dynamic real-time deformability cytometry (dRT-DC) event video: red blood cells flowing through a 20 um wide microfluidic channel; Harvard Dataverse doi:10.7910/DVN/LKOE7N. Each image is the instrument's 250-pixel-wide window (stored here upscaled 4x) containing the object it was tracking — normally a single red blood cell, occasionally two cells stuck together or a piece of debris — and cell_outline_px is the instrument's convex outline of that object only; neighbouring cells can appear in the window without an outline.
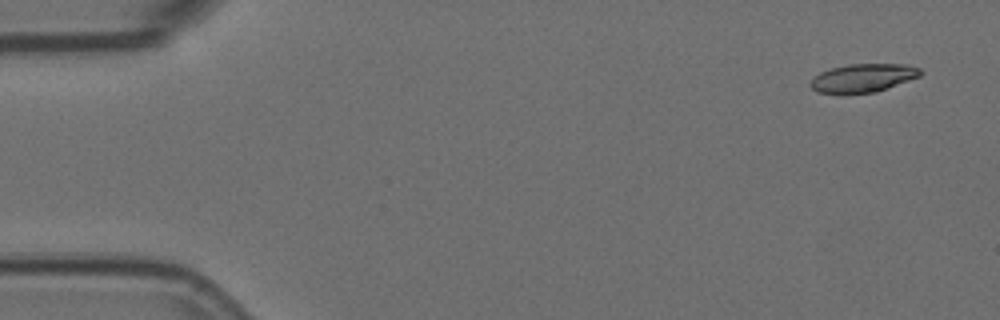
{"species": "Egyptian fruit bat (a non-hibernating species)", "species_latin": "Rousettus aegyptiacus", "temperature_condition": "room temperature", "stored_images_in_passage": 6, "camera_frame_rate_fps": 3000, "um_per_image_px": 0.085, "animal": {"sex": "female"}, "frame": {"image": 1, "passage_image": 1, "time_ms": 0.0, "image_size_px": [1000, 320], "cell_outline_px": [[924, 72], [920, 76], [876, 92], [816, 92], [808, 84], [820, 72], [832, 68], [848, 64], [908, 64], [920, 68]], "centroid_in_image_um": [73.41, 6.6], "position_along_channel_um": 11.6, "area_um2": 17.86}}
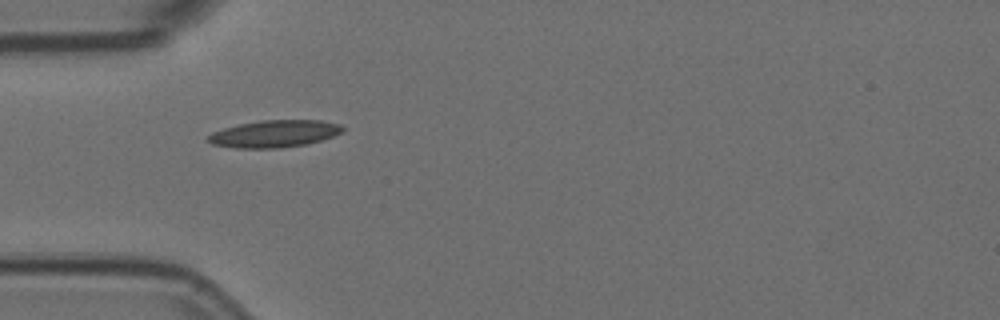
{"frame": {"image": 2, "passage_image": 5, "time_ms": 1.333, "image_size_px": [1000, 320], "cell_outline_px": [[344, 132], [320, 140], [304, 144], [280, 148], [236, 148], [212, 144], [208, 140], [208, 136], [212, 132], [224, 128], [240, 124], [260, 120], [320, 120], [340, 124], [344, 128]], "centroid_in_image_um": [23.33, 11.36], "position_along_channel_um": 61.7, "area_um2": 21.15}}
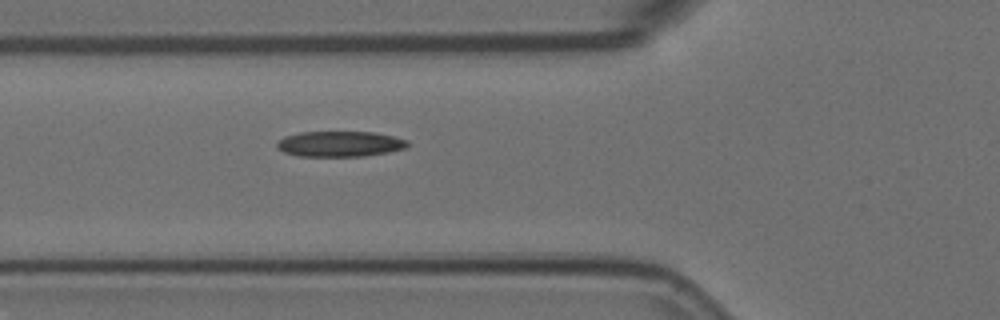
{"frame": {"image": 3, "passage_image": 6, "time_ms": 1.667, "image_size_px": [1000, 320], "cell_outline_px": [[408, 144], [404, 148], [388, 152], [364, 156], [300, 156], [284, 152], [276, 144], [284, 136], [300, 132], [372, 132], [392, 136], [408, 140]], "centroid_in_image_um": [28.89, 12.23], "position_along_channel_um": 96.9, "area_um2": 19.19}}